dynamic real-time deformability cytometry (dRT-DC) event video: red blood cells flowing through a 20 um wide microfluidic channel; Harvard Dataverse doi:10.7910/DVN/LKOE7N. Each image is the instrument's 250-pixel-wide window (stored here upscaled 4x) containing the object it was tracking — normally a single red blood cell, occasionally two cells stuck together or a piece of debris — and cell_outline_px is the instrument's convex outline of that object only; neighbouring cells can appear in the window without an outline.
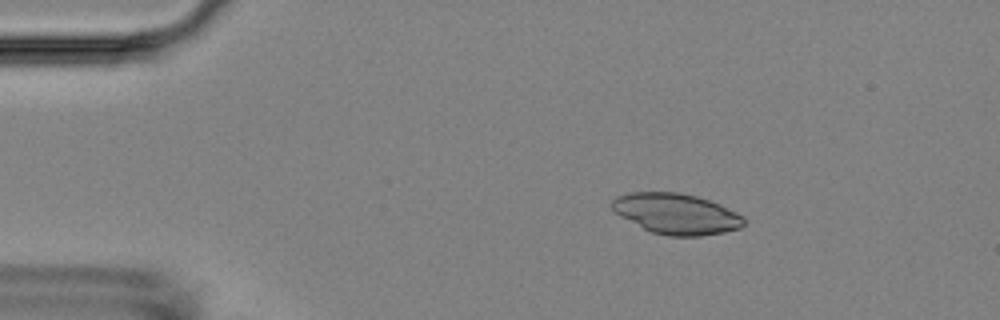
{"species": "Egyptian fruit bat (a non-hibernating species)", "species_latin": "Rousettus aegyptiacus", "temperature_condition": "room temperature", "stored_images_in_passage": 4, "camera_frame_rate_fps": 3000, "um_per_image_px": 0.085, "animal": {"sex": "female"}, "frame": {"image": 1, "passage_image": 2, "time_ms": 1.0, "image_size_px": [1000, 320], "cell_outline_px": [[744, 224], [740, 228], [724, 232], [700, 236], [668, 236], [652, 232], [620, 216], [612, 208], [612, 200], [616, 196], [628, 192], [676, 192], [696, 196], [720, 204], [744, 216]], "centroid_in_image_um": [57.49, 18.17], "position_along_channel_um": 27.5, "area_um2": 31.1}}